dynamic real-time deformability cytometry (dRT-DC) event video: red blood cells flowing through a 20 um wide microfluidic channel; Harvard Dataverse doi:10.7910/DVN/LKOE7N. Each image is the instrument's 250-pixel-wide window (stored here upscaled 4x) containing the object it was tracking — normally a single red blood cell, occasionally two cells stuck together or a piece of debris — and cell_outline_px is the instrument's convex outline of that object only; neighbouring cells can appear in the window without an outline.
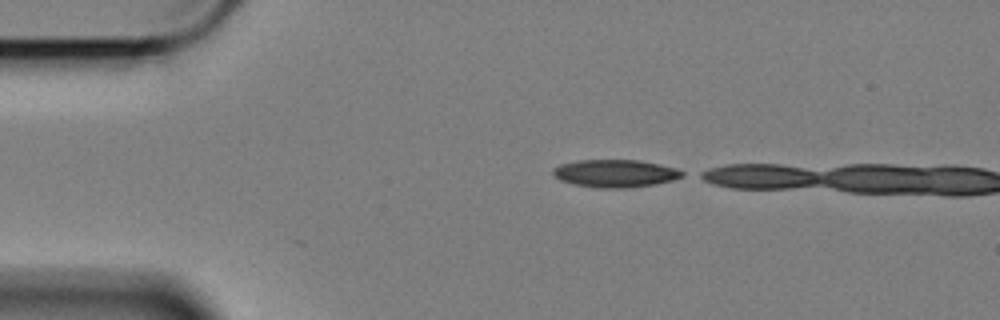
{"species": "Egyptian fruit bat (a non-hibernating species)", "species_latin": "Rousettus aegyptiacus", "temperature_condition": "cold", "stored_images_in_passage": 6, "camera_frame_rate_fps": 3000, "um_per_image_px": 0.085, "animal": {"sex": "female"}, "frame": {"image": 1, "passage_image": 1, "time_ms": 0.0, "image_size_px": [1000, 320], "cell_outline_px": [[684, 176], [672, 180], [656, 184], [628, 188], [600, 188], [572, 184], [560, 180], [552, 176], [552, 168], [560, 164], [580, 160], [636, 160], [676, 168], [684, 172]], "centroid_in_image_um": [52.25, 14.75], "position_along_channel_um": 32.8, "area_um2": 20.87}}